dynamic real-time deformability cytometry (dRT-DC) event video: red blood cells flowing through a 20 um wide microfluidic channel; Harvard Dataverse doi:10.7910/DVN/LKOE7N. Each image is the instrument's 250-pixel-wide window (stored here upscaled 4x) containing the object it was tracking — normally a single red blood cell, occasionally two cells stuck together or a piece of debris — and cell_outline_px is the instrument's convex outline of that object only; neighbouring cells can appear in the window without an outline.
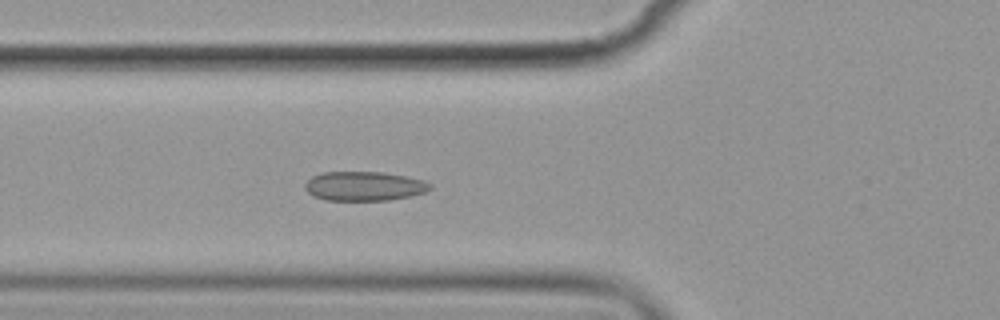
{"species": "common noctule bat (a hibernating species)", "species_latin": "Nyctalus noctula", "temperature_condition": "cold", "stored_images_in_passage": 4, "camera_frame_rate_fps": 3000, "um_per_image_px": 0.085, "animal": {"sex": "female", "body_mass_g": 19.9}, "frame": {"image": 1, "passage_image": 4, "time_ms": 3.333, "image_size_px": [1000, 320], "cell_outline_px": [[432, 188], [424, 192], [408, 196], [388, 200], [324, 200], [312, 196], [304, 188], [304, 184], [312, 176], [320, 172], [380, 172], [404, 176], [424, 180], [432, 184]], "centroid_in_image_um": [30.91, 15.82], "position_along_channel_um": 94.9, "area_um2": 21.33}}